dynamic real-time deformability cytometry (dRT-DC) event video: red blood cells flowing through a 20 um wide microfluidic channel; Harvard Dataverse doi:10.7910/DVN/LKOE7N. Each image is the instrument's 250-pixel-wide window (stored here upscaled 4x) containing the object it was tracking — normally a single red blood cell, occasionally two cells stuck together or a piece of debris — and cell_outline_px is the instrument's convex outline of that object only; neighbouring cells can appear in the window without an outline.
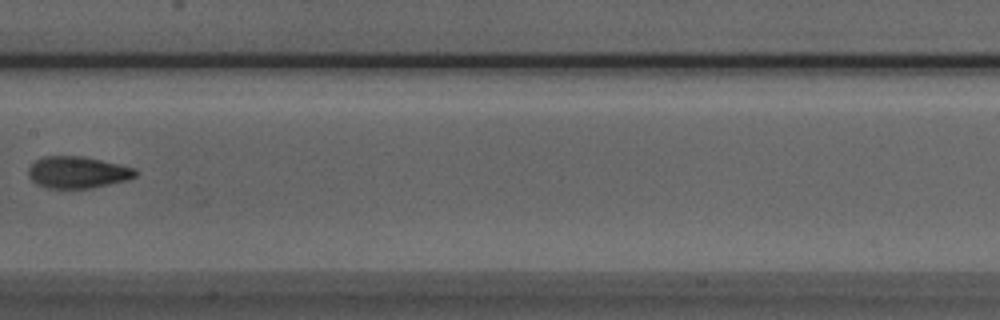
{"species": "Egyptian fruit bat (a non-hibernating species)", "species_latin": "Rousettus aegyptiacus", "temperature_condition": "room temperature", "stored_images_in_passage": 7, "camera_frame_rate_fps": 3000, "um_per_image_px": 0.085, "animal": {"sex": "male"}, "frame": {"image": 1, "passage_image": 6, "time_ms": 1.667, "image_size_px": [1000, 320], "cell_outline_px": [[136, 176], [128, 180], [92, 188], [44, 188], [36, 184], [28, 176], [28, 168], [36, 160], [44, 156], [80, 156], [100, 160], [136, 168]], "centroid_in_image_um": [6.58, 14.66], "position_along_channel_um": 200.8, "area_um2": 19.83}}
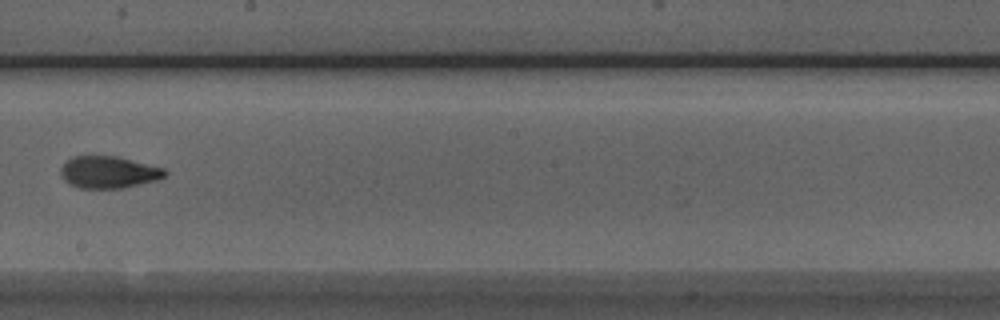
{"frame": {"image": 2, "passage_image": 7, "time_ms": 2.0, "image_size_px": [1000, 320], "cell_outline_px": [[168, 172], [164, 176], [156, 180], [124, 188], [80, 188], [68, 184], [64, 180], [60, 172], [60, 168], [72, 156], [116, 156], [164, 168]], "centroid_in_image_um": [9.21, 14.64], "position_along_channel_um": 239.0, "area_um2": 19.36}}